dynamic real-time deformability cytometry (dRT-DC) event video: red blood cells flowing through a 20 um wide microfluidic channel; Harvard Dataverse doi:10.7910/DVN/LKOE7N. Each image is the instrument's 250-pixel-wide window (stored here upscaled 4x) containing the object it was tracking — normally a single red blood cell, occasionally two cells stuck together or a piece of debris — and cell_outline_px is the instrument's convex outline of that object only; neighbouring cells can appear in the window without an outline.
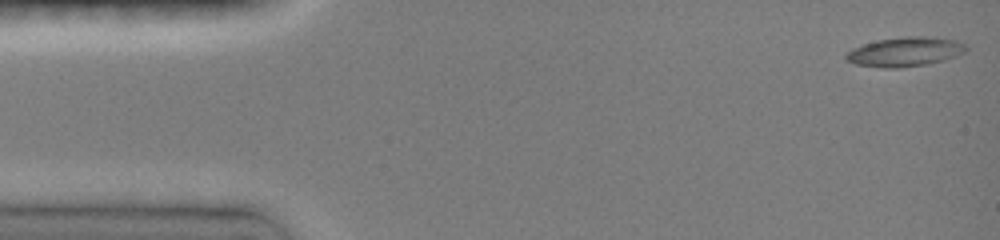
{"species": "common noctule bat (a hibernating species)", "species_latin": "Nyctalus noctula", "temperature_condition": "room temperature", "stored_images_in_passage": 7, "camera_frame_rate_fps": 3000, "um_per_image_px": 0.085, "animal": {"sex": "female", "body_mass_g": 19.0, "forearm_length_mm": 51.5}, "frame": {"image": 1, "passage_image": 1, "time_ms": 0.0, "image_size_px": [1000, 240], "cell_outline_px": [[968, 48], [964, 52], [956, 56], [944, 60], [924, 64], [900, 68], [884, 68], [856, 64], [844, 60], [844, 52], [852, 48], [864, 44], [880, 40], [908, 36], [924, 36], [956, 40], [964, 44]], "centroid_in_image_um": [76.88, 4.41], "position_along_channel_um": 8.1, "area_um2": 20.46}}
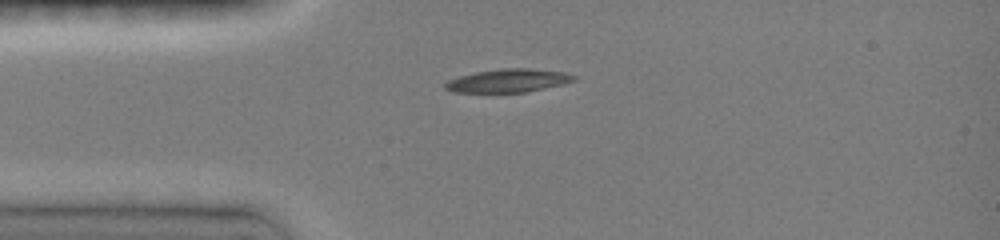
{"frame": {"image": 2, "passage_image": 6, "time_ms": 3.333, "image_size_px": [1000, 240], "cell_outline_px": [[576, 80], [564, 84], [524, 92], [452, 92], [444, 88], [444, 84], [448, 80], [460, 76], [476, 72], [500, 68], [528, 68], [564, 72], [576, 76]], "centroid_in_image_um": [43.19, 6.85], "position_along_channel_um": 41.8, "area_um2": 17.4}}